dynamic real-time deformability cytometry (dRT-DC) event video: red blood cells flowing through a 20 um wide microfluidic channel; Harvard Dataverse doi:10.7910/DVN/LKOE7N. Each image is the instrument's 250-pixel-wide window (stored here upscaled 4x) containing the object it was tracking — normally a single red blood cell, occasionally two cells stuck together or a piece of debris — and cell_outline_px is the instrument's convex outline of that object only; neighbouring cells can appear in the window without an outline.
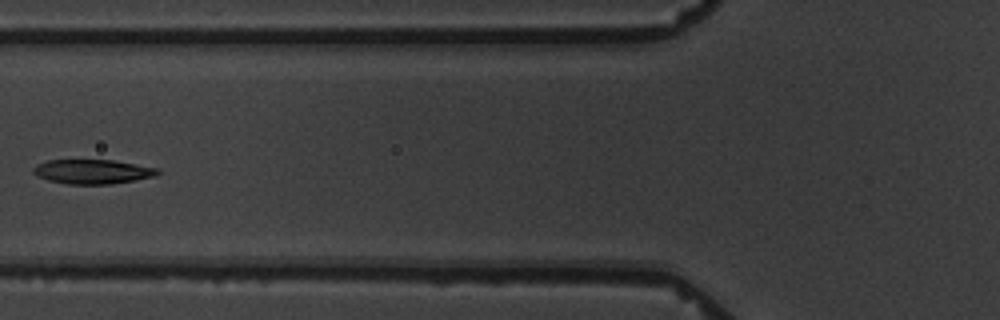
{"species": "common noctule bat (a hibernating species)", "species_latin": "Nyctalus noctula", "temperature_condition": "warm", "stored_images_in_passage": 8, "camera_frame_rate_fps": 3000, "um_per_image_px": 0.085, "animal": {"sex": "male", "body_mass_g": 19.5, "forearm_length_mm": 54.6}, "frame": {"image": 1, "passage_image": 5, "time_ms": 4.667, "image_size_px": [1000, 320], "cell_outline_px": [[160, 172], [156, 176], [136, 180], [112, 184], [68, 184], [48, 180], [36, 176], [32, 172], [32, 168], [36, 164], [48, 160], [112, 160], [160, 168]], "centroid_in_image_um": [7.87, 14.59], "position_along_channel_um": 117.9, "area_um2": 17.86}}
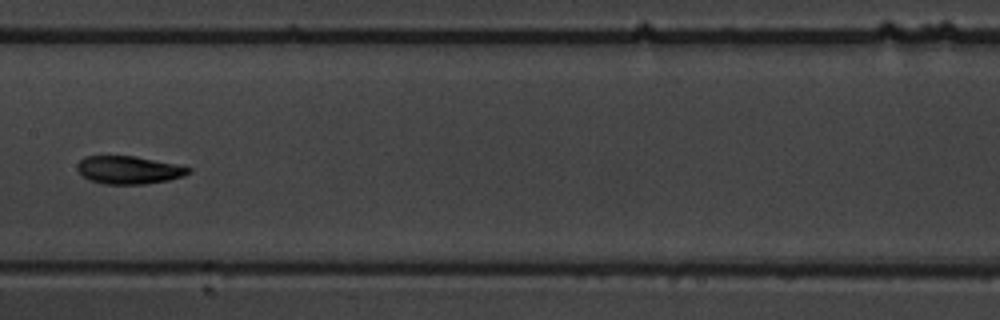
{"frame": {"image": 2, "passage_image": 7, "time_ms": 7.0, "image_size_px": [1000, 320], "cell_outline_px": [[192, 172], [184, 176], [168, 180], [144, 184], [104, 184], [88, 180], [76, 168], [76, 164], [84, 156], [136, 156], [176, 164], [192, 168]], "centroid_in_image_um": [10.95, 14.44], "position_along_channel_um": 196.4, "area_um2": 18.21}}
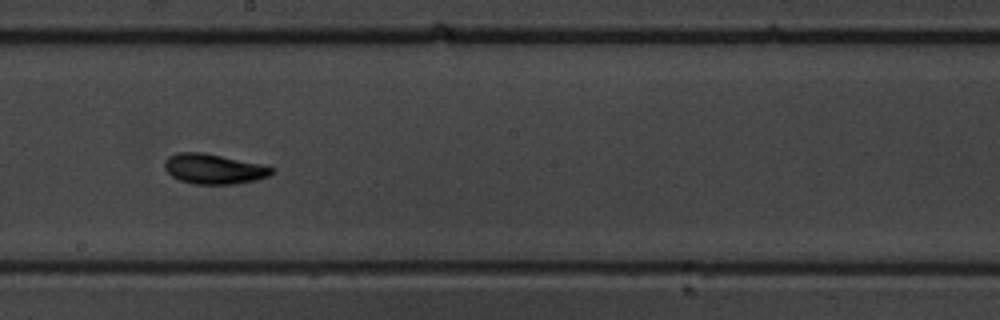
{"frame": {"image": 3, "passage_image": 8, "time_ms": 8.0, "image_size_px": [1000, 320], "cell_outline_px": [[276, 168], [268, 176], [256, 180], [232, 184], [192, 184], [180, 180], [172, 176], [164, 168], [164, 160], [168, 156], [176, 152], [204, 152], [260, 164]], "centroid_in_image_um": [18.13, 14.35], "position_along_channel_um": 230.1, "area_um2": 18.79}}